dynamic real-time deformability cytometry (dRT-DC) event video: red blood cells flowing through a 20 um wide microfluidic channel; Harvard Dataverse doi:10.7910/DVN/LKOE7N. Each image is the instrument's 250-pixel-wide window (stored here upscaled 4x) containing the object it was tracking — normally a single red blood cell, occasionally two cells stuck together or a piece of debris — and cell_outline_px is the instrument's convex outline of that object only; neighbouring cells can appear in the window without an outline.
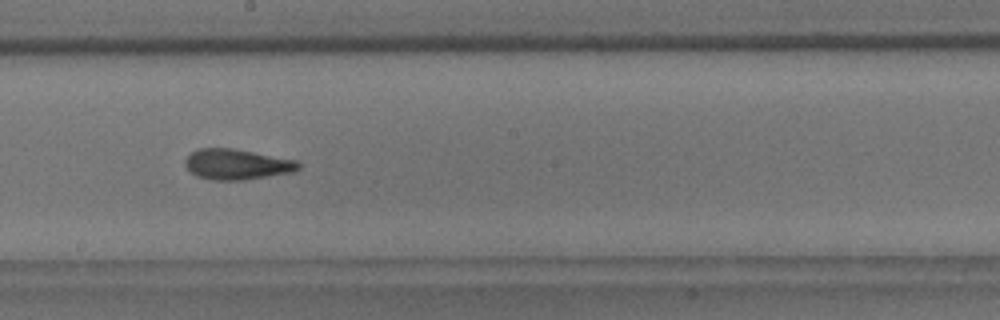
{"species": "common noctule bat (a hibernating species)", "species_latin": "Nyctalus noctula", "temperature_condition": "room temperature", "stored_images_in_passage": 37, "camera_frame_rate_fps": 3000, "um_per_image_px": 0.085, "animal": {"sex": "male", "body_mass_g": 18.8}, "frame": {"image": 1, "passage_image": 16, "time_ms": 5.0, "image_size_px": [1000, 320], "cell_outline_px": [[300, 168], [296, 172], [244, 180], [212, 180], [196, 176], [184, 164], [184, 160], [192, 152], [200, 148], [232, 148], [296, 160], [300, 164]], "centroid_in_image_um": [20.16, 13.98], "position_along_channel_um": 228.0, "area_um2": 20.17}}
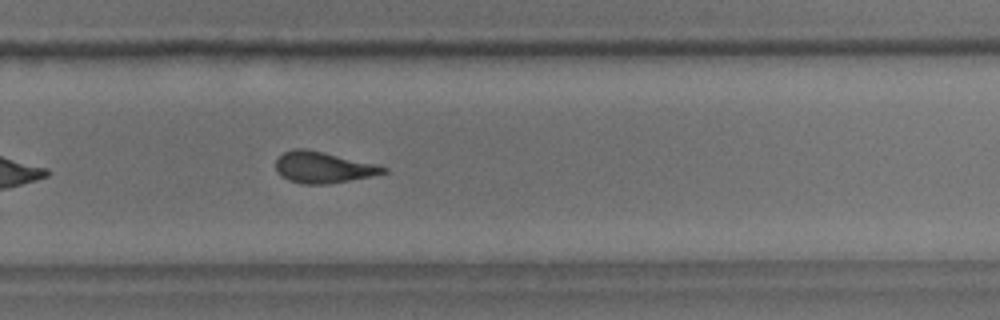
{"frame": {"image": 2, "passage_image": 22, "time_ms": 7.0, "image_size_px": [1000, 320], "cell_outline_px": [[388, 172], [328, 184], [304, 184], [288, 180], [280, 176], [276, 168], [276, 160], [284, 152], [292, 148], [304, 148], [324, 152], [380, 164], [388, 168]], "centroid_in_image_um": [27.47, 14.21], "position_along_channel_um": 302.3, "area_um2": 19.65}, "authors_computed_cell_mechanics": {"area_um2": 19.652, "velocity_mm_per_s": 3.7207, "shape_relaxation_time_tau1_ms": 4.174, "shape_relaxation_time_tau2_ms": 3.0738, "deformation_change_tau1": 0.1372, "deformation_change_tau2": 0.1387}}